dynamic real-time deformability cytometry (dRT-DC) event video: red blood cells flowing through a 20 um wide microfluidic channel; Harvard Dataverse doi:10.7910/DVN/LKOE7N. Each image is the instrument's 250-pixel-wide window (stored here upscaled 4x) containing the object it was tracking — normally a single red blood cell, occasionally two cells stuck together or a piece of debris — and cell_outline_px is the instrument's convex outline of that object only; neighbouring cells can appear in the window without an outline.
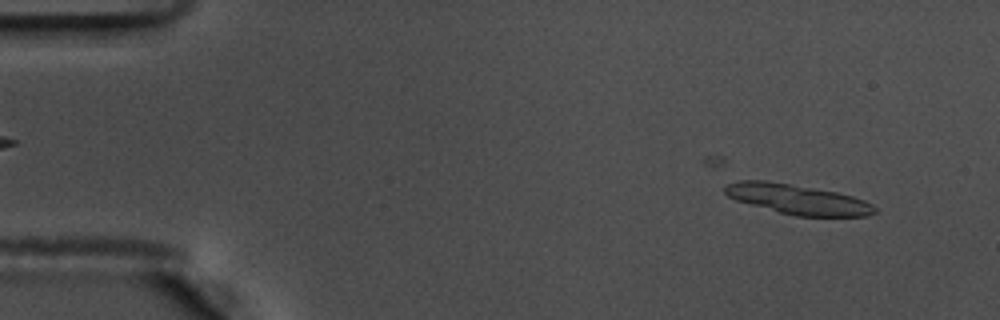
{"species": "common noctule bat (a hibernating species)", "species_latin": "Nyctalus noctula", "temperature_condition": "warm", "stored_images_in_passage": 25, "camera_frame_rate_fps": 3000, "um_per_image_px": 0.085, "animal": {"sex": "male", "body_mass_g": 17.5, "forearm_length_mm": 52.3}, "frame": {"image": 1, "passage_image": 4, "time_ms": 1.0, "image_size_px": [1000, 320], "cell_outline_px": [[876, 212], [868, 216], [796, 216], [780, 212], [736, 200], [728, 196], [724, 192], [724, 184], [740, 180], [768, 180], [836, 192], [852, 196], [864, 200], [872, 204], [876, 208]], "centroid_in_image_um": [67.78, 16.93], "position_along_channel_um": 17.2, "area_um2": 25.95}}